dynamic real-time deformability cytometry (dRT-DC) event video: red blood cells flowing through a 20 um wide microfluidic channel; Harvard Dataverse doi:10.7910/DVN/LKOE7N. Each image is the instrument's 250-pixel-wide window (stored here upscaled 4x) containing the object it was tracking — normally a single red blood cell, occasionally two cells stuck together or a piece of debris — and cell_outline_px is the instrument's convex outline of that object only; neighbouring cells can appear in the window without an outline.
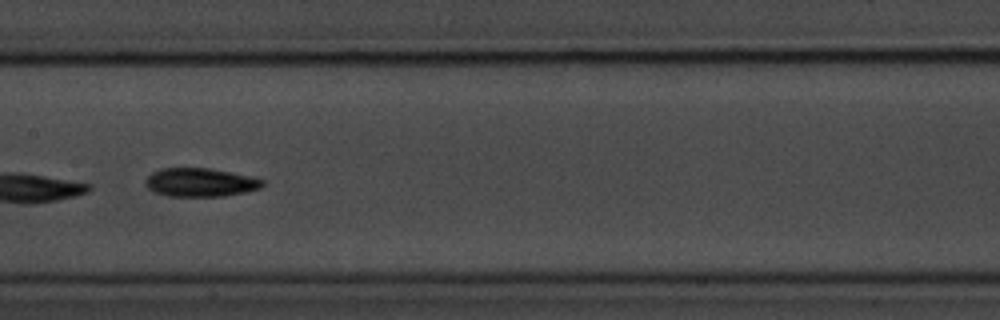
{"species": "common noctule bat (a hibernating species)", "species_latin": "Nyctalus noctula", "temperature_condition": "room temperature", "stored_images_in_passage": 9, "camera_frame_rate_fps": 3000, "um_per_image_px": 0.085, "animal": {"sex": "male", "body_mass_g": 20.1, "forearm_length_mm": 53.5}, "frame": {"image": 1, "passage_image": 8, "time_ms": 8.333, "image_size_px": [1000, 320], "cell_outline_px": [[264, 184], [260, 188], [244, 192], [224, 196], [168, 196], [152, 192], [144, 184], [144, 180], [152, 172], [160, 168], [208, 168], [248, 176], [264, 180]], "centroid_in_image_um": [16.96, 15.51], "position_along_channel_um": 190.4, "area_um2": 19.42}}